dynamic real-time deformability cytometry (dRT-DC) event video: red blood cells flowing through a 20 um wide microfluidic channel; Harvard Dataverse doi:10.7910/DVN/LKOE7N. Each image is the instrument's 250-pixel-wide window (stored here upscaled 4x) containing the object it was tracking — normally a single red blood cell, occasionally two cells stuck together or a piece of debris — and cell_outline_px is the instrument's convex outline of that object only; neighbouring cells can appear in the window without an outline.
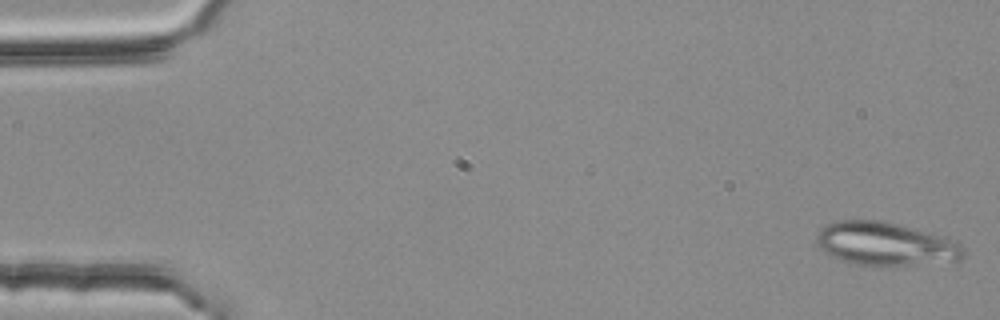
{"species": "common noctule bat (a hibernating species)", "species_latin": "Nyctalus noctula", "temperature_condition": "room temperature", "stored_images_in_passage": 5, "camera_frame_rate_fps": 3000, "um_per_image_px": 0.085, "animal": {"sex": "female", "body_mass_g": 25.1}, "frame": {"image": 1, "passage_image": 1, "time_ms": 0.0, "image_size_px": [1000, 320], "cell_outline_px": [[968, 248], [964, 256], [956, 260], [908, 264], [856, 264], [840, 260], [824, 252], [816, 240], [816, 236], [820, 228], [836, 220], [884, 220], [900, 224], [956, 240]], "centroid_in_image_um": [75.28, 20.69], "position_along_channel_um": 9.7, "area_um2": 36.76}}